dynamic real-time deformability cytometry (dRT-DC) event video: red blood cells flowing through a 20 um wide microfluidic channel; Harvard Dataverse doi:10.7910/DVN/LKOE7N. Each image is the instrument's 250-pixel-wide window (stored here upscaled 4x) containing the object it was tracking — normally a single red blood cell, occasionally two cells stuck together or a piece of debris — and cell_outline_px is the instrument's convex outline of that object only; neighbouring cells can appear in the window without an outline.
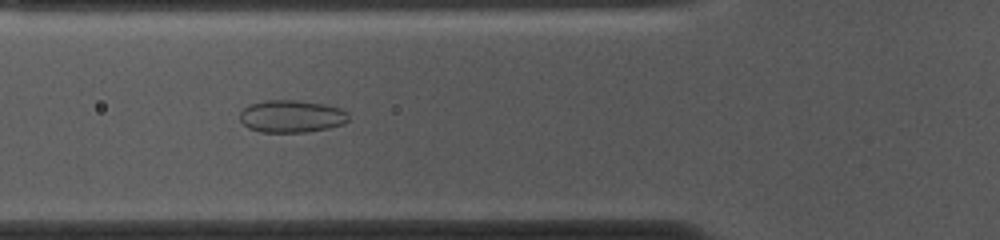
{"species": "common noctule bat (a hibernating species)", "species_latin": "Nyctalus noctula", "temperature_condition": "cold", "stored_images_in_passage": 53, "camera_frame_rate_fps": 3000, "um_per_image_px": 0.085, "animal": {"sex": "female", "body_mass_g": 10.0, "forearm_length_mm": 53.1}, "frame": {"image": 1, "passage_image": 18, "time_ms": 5.667, "image_size_px": [1000, 240], "cell_outline_px": [[348, 120], [344, 124], [328, 128], [308, 132], [260, 132], [248, 128], [240, 120], [240, 112], [248, 104], [264, 100], [292, 100], [324, 104], [340, 108], [348, 112]], "centroid_in_image_um": [24.77, 9.89], "position_along_channel_um": 101.0, "area_um2": 20.63}}
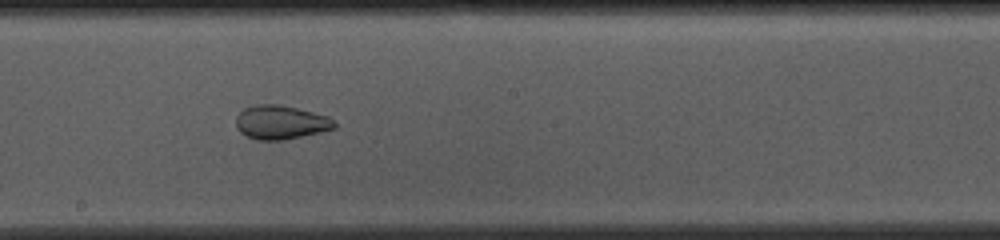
{"frame": {"image": 2, "passage_image": 28, "time_ms": 9.0, "image_size_px": [1000, 240], "cell_outline_px": [[336, 128], [320, 132], [284, 140], [256, 140], [240, 132], [236, 128], [236, 116], [244, 108], [256, 104], [280, 104], [328, 116], [336, 124]], "centroid_in_image_um": [23.84, 10.39], "position_along_channel_um": 224.4, "area_um2": 19.42}}
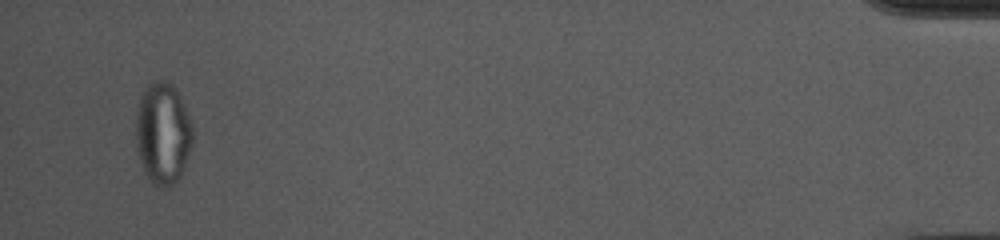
{"frame": {"image": 3, "passage_image": 51, "time_ms": 16.667, "image_size_px": [1000, 240], "cell_outline_px": [[192, 140], [188, 156], [184, 168], [180, 176], [172, 184], [164, 188], [160, 188], [152, 184], [144, 172], [136, 148], [136, 116], [140, 100], [144, 88], [152, 80], [168, 80], [176, 88], [184, 104], [192, 128]], "centroid_in_image_um": [13.83, 11.32], "position_along_channel_um": 421.4, "area_um2": 33.76}, "authors_computed_cell_mechanics": {"area_um2": 26.5302, "velocity_mm_per_s": 3.6942, "shape_relaxation_time_tau1_ms": null, "shape_relaxation_time_tau2_ms": 1.5452, "deformation_change_tau1": null, "deformation_change_tau2": 0.0562}}